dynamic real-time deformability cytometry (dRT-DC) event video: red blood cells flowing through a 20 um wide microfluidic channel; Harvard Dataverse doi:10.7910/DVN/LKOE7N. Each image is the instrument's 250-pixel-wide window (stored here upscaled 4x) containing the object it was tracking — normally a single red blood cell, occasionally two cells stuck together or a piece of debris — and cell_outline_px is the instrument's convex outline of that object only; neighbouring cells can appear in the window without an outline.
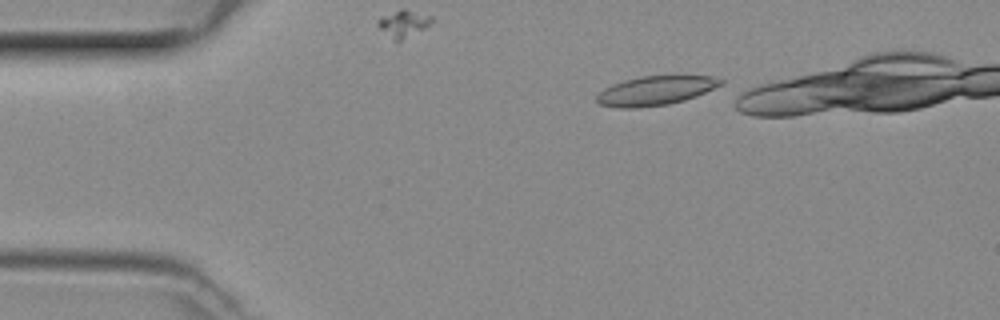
{"species": "common noctule bat (a hibernating species)", "species_latin": "Nyctalus noctula", "temperature_condition": "room temperature", "stored_images_in_passage": 7, "camera_frame_rate_fps": 3000, "um_per_image_px": 0.085, "animal": {"sex": "female", "body_mass_g": 29.2, "forearm_length_mm": 56.3}, "frame": {"image": 1, "passage_image": 1, "time_ms": 0.0, "image_size_px": [1000, 320], "cell_outline_px": [[724, 84], [696, 96], [684, 100], [668, 104], [636, 108], [620, 108], [600, 104], [596, 100], [596, 96], [604, 88], [612, 84], [624, 80], [640, 76], [712, 76], [724, 80]], "centroid_in_image_um": [55.72, 7.7], "position_along_channel_um": 29.3, "area_um2": 21.04}}